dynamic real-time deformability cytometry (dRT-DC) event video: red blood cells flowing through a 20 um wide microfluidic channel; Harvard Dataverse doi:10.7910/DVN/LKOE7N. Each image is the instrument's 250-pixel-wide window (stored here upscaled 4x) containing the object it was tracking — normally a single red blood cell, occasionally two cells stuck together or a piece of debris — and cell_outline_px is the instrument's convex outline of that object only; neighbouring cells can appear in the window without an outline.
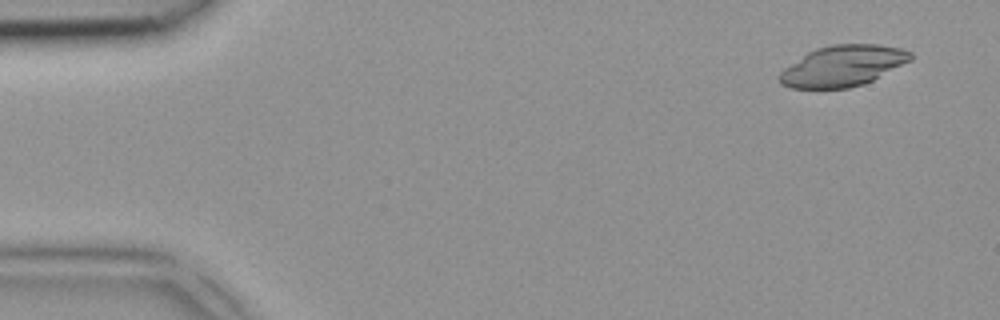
{"species": "common noctule bat (a hibernating species)", "species_latin": "Nyctalus noctula", "temperature_condition": "room temperature", "stored_images_in_passage": 3, "camera_frame_rate_fps": 3000, "um_per_image_px": 0.085, "animal": {"sex": "female", "body_mass_g": 18.4}, "frame": {"image": 1, "passage_image": 1, "time_ms": 0.0, "image_size_px": [1000, 320], "cell_outline_px": [[912, 60], [864, 84], [848, 88], [792, 88], [780, 84], [776, 80], [776, 76], [784, 68], [808, 52], [816, 48], [832, 44], [876, 44], [900, 48], [912, 52]], "centroid_in_image_um": [71.61, 5.6], "position_along_channel_um": 13.4, "area_um2": 31.27}}